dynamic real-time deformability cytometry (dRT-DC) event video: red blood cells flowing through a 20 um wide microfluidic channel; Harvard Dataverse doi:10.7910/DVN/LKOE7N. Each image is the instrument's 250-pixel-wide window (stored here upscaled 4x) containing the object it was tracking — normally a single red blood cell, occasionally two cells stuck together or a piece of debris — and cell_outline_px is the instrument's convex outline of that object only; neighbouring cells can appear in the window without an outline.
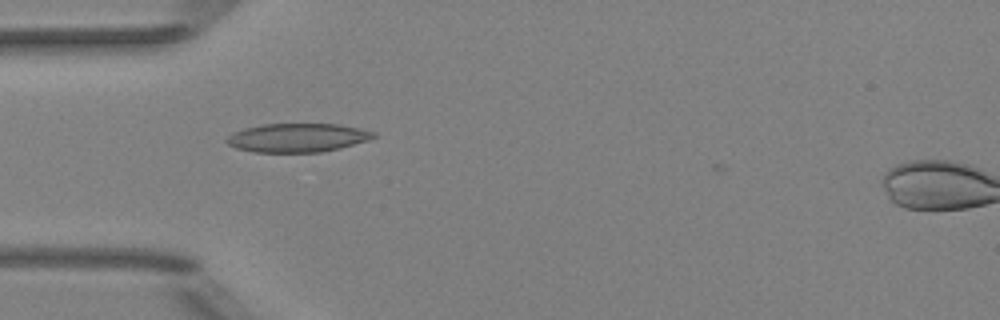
{"species": "Egyptian fruit bat (a non-hibernating species)", "species_latin": "Rousettus aegyptiacus", "temperature_condition": "room temperature", "stored_images_in_passage": 37, "camera_frame_rate_fps": 3000, "um_per_image_px": 0.085, "animal": {"sex": "female"}, "frame": {"image": 1, "passage_image": 2, "time_ms": 0.333, "image_size_px": [1000, 320], "cell_outline_px": [[376, 136], [368, 140], [340, 148], [320, 152], [256, 152], [236, 148], [228, 144], [224, 140], [232, 132], [244, 128], [264, 124], [336, 124], [376, 132]], "centroid_in_image_um": [25.25, 11.71], "position_along_channel_um": 59.8, "area_um2": 24.45}}
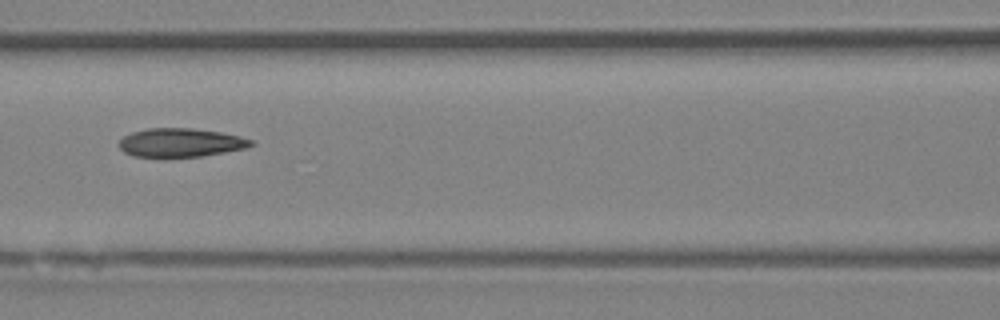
{"frame": {"image": 2, "passage_image": 9, "time_ms": 2.667, "image_size_px": [1000, 320], "cell_outline_px": [[256, 144], [244, 148], [224, 152], [200, 156], [132, 156], [124, 152], [120, 148], [120, 140], [124, 136], [132, 132], [148, 128], [192, 128], [220, 132], [240, 136], [252, 140]], "centroid_in_image_um": [15.36, 12.11], "position_along_channel_um": 151.2, "area_um2": 21.73}}
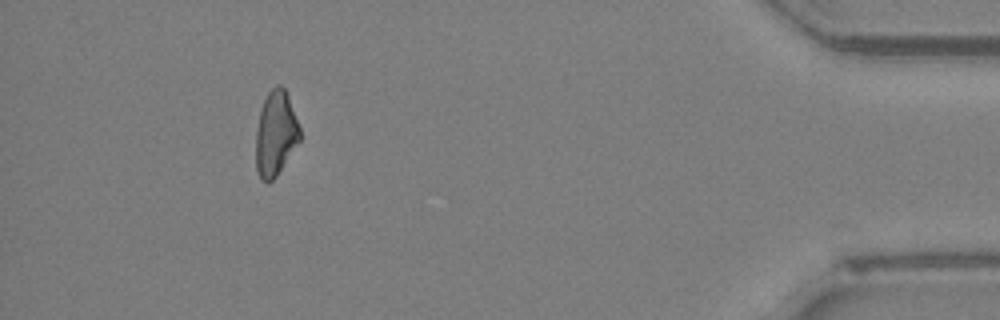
{"frame": {"image": 3, "passage_image": 33, "time_ms": 10.667, "image_size_px": [1000, 320], "cell_outline_px": [[300, 140], [276, 176], [272, 180], [260, 180], [256, 168], [256, 132], [260, 108], [268, 92], [276, 84], [280, 84], [284, 88], [288, 96], [300, 128]], "centroid_in_image_um": [23.42, 11.33], "position_along_channel_um": 411.8, "area_um2": 21.56}, "authors_computed_cell_mechanics": {"area_um2": 22.1952, "velocity_mm_per_s": 4.0283, "shape_relaxation_time_tau1_ms": null, "shape_relaxation_time_tau2_ms": 2.7806, "deformation_change_tau1": null, "deformation_change_tau2": 0.0914}}